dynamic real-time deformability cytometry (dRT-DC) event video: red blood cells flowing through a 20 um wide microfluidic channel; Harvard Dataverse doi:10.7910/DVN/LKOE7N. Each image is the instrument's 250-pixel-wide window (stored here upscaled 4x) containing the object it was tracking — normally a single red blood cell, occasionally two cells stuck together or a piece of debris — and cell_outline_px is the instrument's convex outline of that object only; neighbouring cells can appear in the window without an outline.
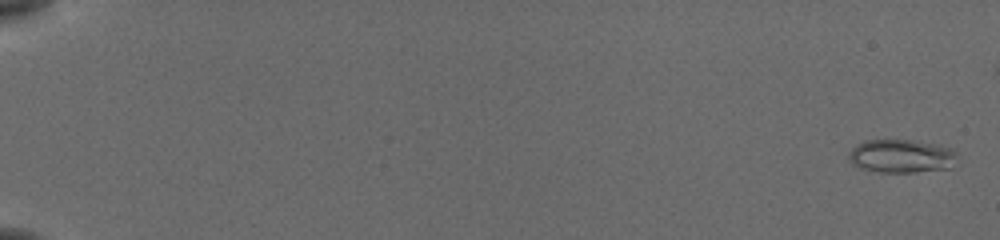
{"species": "common noctule bat (a hibernating species)", "species_latin": "Nyctalus noctula", "temperature_condition": "cold", "stored_images_in_passage": 53, "camera_frame_rate_fps": 3000, "um_per_image_px": 0.085, "animal": {"sex": "female", "body_mass_g": 19.5, "forearm_length_mm": 54.1}, "frame": {"image": 1, "passage_image": 2, "time_ms": 0.333, "image_size_px": [1000, 240], "cell_outline_px": [[956, 156], [952, 168], [916, 172], [880, 172], [860, 168], [852, 164], [848, 156], [848, 152], [856, 144], [864, 140], [912, 140], [952, 148], [956, 152]], "centroid_in_image_um": [76.59, 13.27], "position_along_channel_um": 8.4, "area_um2": 21.15}}
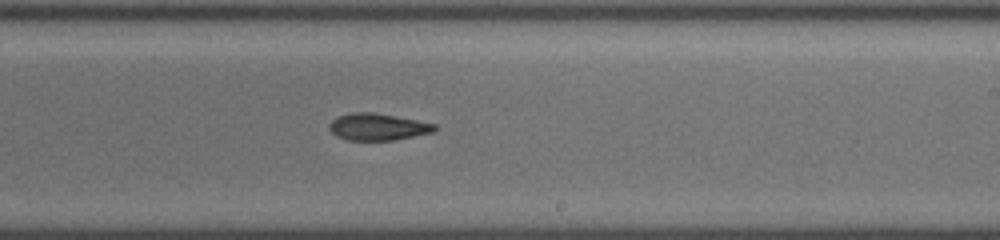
{"frame": {"image": 2, "passage_image": 37, "time_ms": 12.0, "image_size_px": [1000, 240], "cell_outline_px": [[436, 132], [392, 140], [348, 140], [336, 136], [328, 128], [328, 124], [336, 116], [352, 112], [372, 112], [416, 120], [436, 124]], "centroid_in_image_um": [32.08, 10.78], "position_along_channel_um": 256.9, "area_um2": 16.53}}
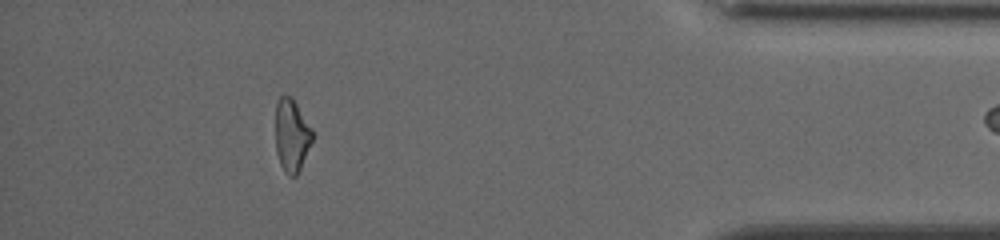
{"frame": {"image": 3, "passage_image": 52, "time_ms": 17.0, "image_size_px": [1000, 240], "cell_outline_px": [[312, 140], [300, 168], [296, 176], [288, 176], [284, 172], [280, 164], [276, 152], [276, 104], [280, 96], [284, 92], [292, 96], [312, 128]], "centroid_in_image_um": [24.77, 11.46], "position_along_channel_um": 410.4, "area_um2": 15.72}}